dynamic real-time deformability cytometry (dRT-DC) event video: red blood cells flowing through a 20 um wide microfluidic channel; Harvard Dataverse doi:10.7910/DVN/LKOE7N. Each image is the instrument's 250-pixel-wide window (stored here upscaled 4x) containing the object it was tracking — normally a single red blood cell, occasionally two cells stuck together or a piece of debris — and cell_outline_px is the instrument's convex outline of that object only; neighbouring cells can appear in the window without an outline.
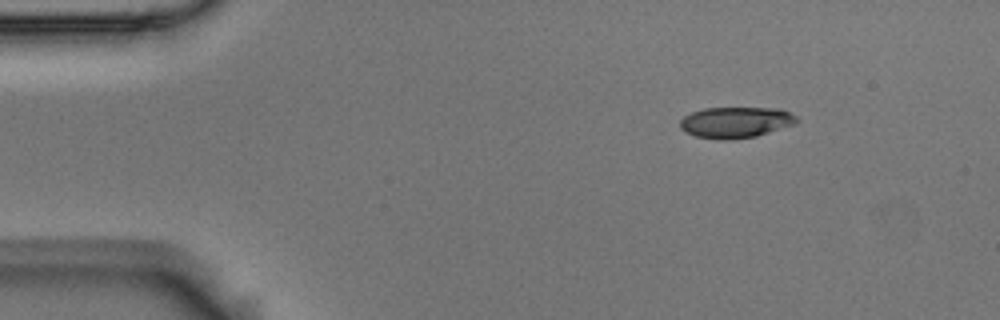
{"species": "Egyptian fruit bat (a non-hibernating species)", "species_latin": "Rousettus aegyptiacus", "temperature_condition": "room temperature", "stored_images_in_passage": 49, "camera_frame_rate_fps": 3000, "um_per_image_px": 0.085, "animal": {"sex": "male"}, "frame": {"image": 1, "passage_image": 1, "time_ms": 0.0, "image_size_px": [1000, 320], "cell_outline_px": [[800, 120], [796, 124], [756, 136], [728, 140], [720, 140], [696, 136], [680, 128], [680, 120], [684, 116], [692, 112], [704, 108], [780, 108], [796, 116]], "centroid_in_image_um": [62.56, 10.39], "position_along_channel_um": 22.4, "area_um2": 21.1}}
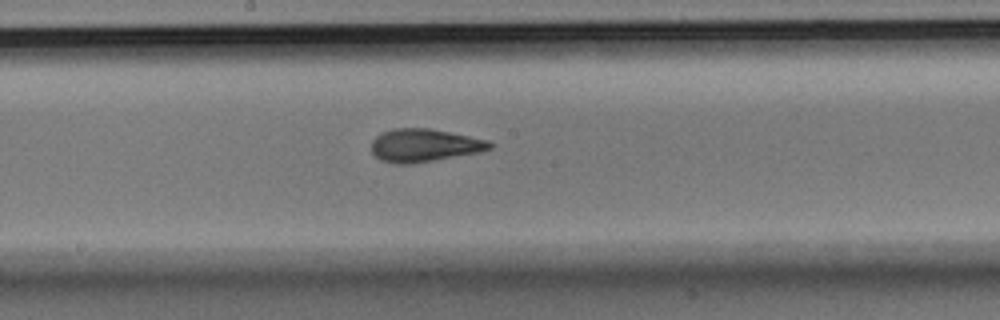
{"frame": {"image": 2, "passage_image": 23, "time_ms": 7.333, "image_size_px": [1000, 320], "cell_outline_px": [[492, 148], [480, 152], [412, 164], [396, 164], [380, 160], [372, 152], [372, 140], [376, 136], [384, 132], [396, 128], [428, 128], [488, 140], [492, 144]], "centroid_in_image_um": [36.05, 12.36], "position_along_channel_um": 212.2, "area_um2": 22.54}}
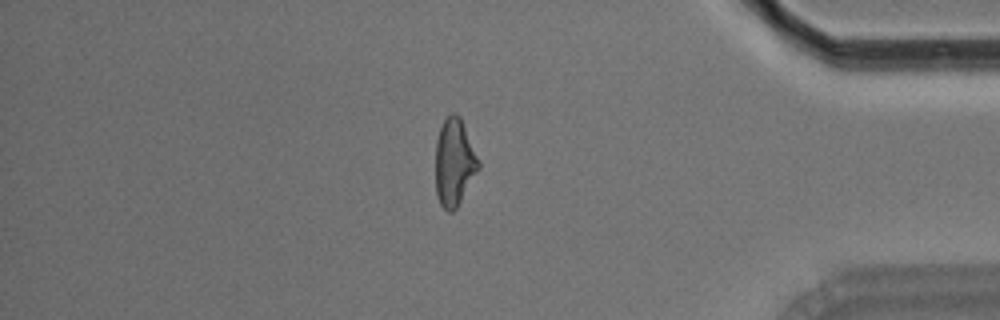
{"frame": {"image": 3, "passage_image": 41, "time_ms": 13.333, "image_size_px": [1000, 320], "cell_outline_px": [[480, 168], [456, 208], [452, 212], [448, 212], [440, 204], [436, 192], [436, 140], [440, 128], [444, 120], [452, 112], [456, 112], [460, 116], [480, 164]], "centroid_in_image_um": [38.61, 13.8], "position_along_channel_um": 396.6, "area_um2": 21.62}, "authors_computed_cell_mechanics": {"area_um2": 22.0218, "velocity_mm_per_s": 3.5976, "shape_relaxation_time_tau1_ms": 3.8285, "shape_relaxation_time_tau2_ms": 1.563, "deformation_change_tau1": 0.183, "deformation_change_tau2": 0.105}}